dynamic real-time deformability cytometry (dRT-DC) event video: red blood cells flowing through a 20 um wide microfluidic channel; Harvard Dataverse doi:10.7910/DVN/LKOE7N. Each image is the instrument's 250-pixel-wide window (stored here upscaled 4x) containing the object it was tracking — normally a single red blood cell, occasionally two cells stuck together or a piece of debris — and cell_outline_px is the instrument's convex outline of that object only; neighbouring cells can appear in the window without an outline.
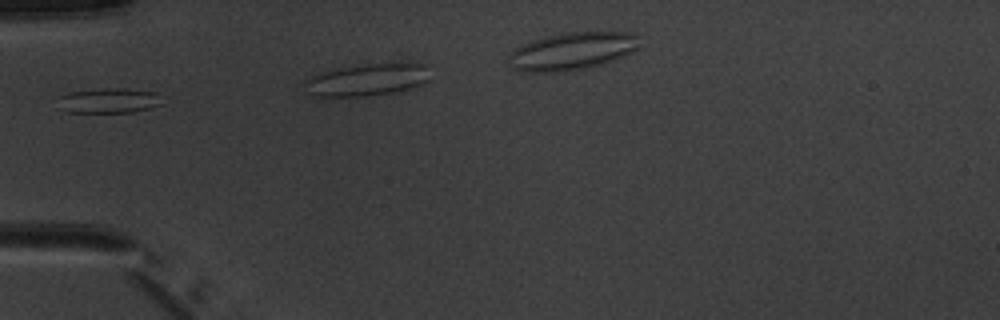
{"species": "common noctule bat (a hibernating species)", "species_latin": "Nyctalus noctula", "temperature_condition": "warm", "stored_images_in_passage": 4, "camera_frame_rate_fps": 3000, "um_per_image_px": 0.085, "animal": {"sex": "male", "body_mass_g": 20.1, "forearm_length_mm": 53.5}, "frame": {"image": 1, "passage_image": 1, "time_ms": 0.0, "image_size_px": [1000, 320], "cell_outline_px": [[164, 104], [132, 112], [68, 112], [56, 108], [60, 96], [68, 92], [104, 88], [124, 88], [156, 92]], "centroid_in_image_um": [9.22, 8.55], "position_along_channel_um": 75.8, "area_um2": 15.32}}
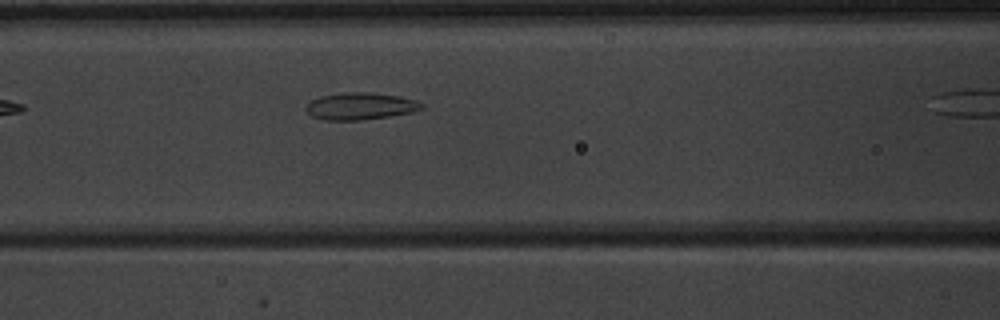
{"frame": {"image": 2, "passage_image": 3, "time_ms": 2.333, "image_size_px": [1000, 320], "cell_outline_px": [[424, 108], [412, 112], [388, 116], [360, 120], [320, 120], [312, 116], [304, 108], [312, 100], [320, 96], [340, 92], [368, 92], [400, 96], [416, 100], [424, 104]], "centroid_in_image_um": [30.62, 9.02], "position_along_channel_um": 136.0, "area_um2": 18.32}}